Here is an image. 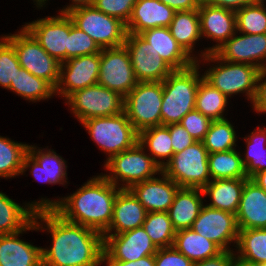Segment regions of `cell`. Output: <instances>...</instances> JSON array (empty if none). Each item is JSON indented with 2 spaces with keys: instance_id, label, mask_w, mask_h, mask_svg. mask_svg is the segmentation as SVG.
<instances>
[{
  "instance_id": "obj_1",
  "label": "cell",
  "mask_w": 266,
  "mask_h": 266,
  "mask_svg": "<svg viewBox=\"0 0 266 266\" xmlns=\"http://www.w3.org/2000/svg\"><path fill=\"white\" fill-rule=\"evenodd\" d=\"M33 220L38 231L46 230L52 236L51 247L42 248L43 266L103 264L104 238L101 233L65 220L53 208L36 210Z\"/></svg>"
},
{
  "instance_id": "obj_2",
  "label": "cell",
  "mask_w": 266,
  "mask_h": 266,
  "mask_svg": "<svg viewBox=\"0 0 266 266\" xmlns=\"http://www.w3.org/2000/svg\"><path fill=\"white\" fill-rule=\"evenodd\" d=\"M119 187L107 180L103 173L90 178L73 194L57 200L41 198L31 202L36 209L53 208L65 220L93 229L102 235L112 220L114 202Z\"/></svg>"
},
{
  "instance_id": "obj_3",
  "label": "cell",
  "mask_w": 266,
  "mask_h": 266,
  "mask_svg": "<svg viewBox=\"0 0 266 266\" xmlns=\"http://www.w3.org/2000/svg\"><path fill=\"white\" fill-rule=\"evenodd\" d=\"M199 66V62H195L186 69L173 70L162 81L161 125L180 123L195 109L197 88L203 79Z\"/></svg>"
},
{
  "instance_id": "obj_4",
  "label": "cell",
  "mask_w": 266,
  "mask_h": 266,
  "mask_svg": "<svg viewBox=\"0 0 266 266\" xmlns=\"http://www.w3.org/2000/svg\"><path fill=\"white\" fill-rule=\"evenodd\" d=\"M215 63L207 69L203 75V79L212 87L217 88L227 97L245 93L250 102L253 101L256 93L257 78L260 69L246 63H233L223 61L215 53H209L196 62Z\"/></svg>"
},
{
  "instance_id": "obj_5",
  "label": "cell",
  "mask_w": 266,
  "mask_h": 266,
  "mask_svg": "<svg viewBox=\"0 0 266 266\" xmlns=\"http://www.w3.org/2000/svg\"><path fill=\"white\" fill-rule=\"evenodd\" d=\"M104 163V168L110 172V175L103 174V176L120 189H130L134 184L153 178L162 172V168L138 142L132 148L112 156Z\"/></svg>"
},
{
  "instance_id": "obj_6",
  "label": "cell",
  "mask_w": 266,
  "mask_h": 266,
  "mask_svg": "<svg viewBox=\"0 0 266 266\" xmlns=\"http://www.w3.org/2000/svg\"><path fill=\"white\" fill-rule=\"evenodd\" d=\"M81 124L86 128L93 142L108 155L107 160L132 148L138 142V132L128 120L125 112L89 118Z\"/></svg>"
},
{
  "instance_id": "obj_7",
  "label": "cell",
  "mask_w": 266,
  "mask_h": 266,
  "mask_svg": "<svg viewBox=\"0 0 266 266\" xmlns=\"http://www.w3.org/2000/svg\"><path fill=\"white\" fill-rule=\"evenodd\" d=\"M208 154L203 141H196L183 151L174 153L162 172L179 187L203 189L211 181Z\"/></svg>"
},
{
  "instance_id": "obj_8",
  "label": "cell",
  "mask_w": 266,
  "mask_h": 266,
  "mask_svg": "<svg viewBox=\"0 0 266 266\" xmlns=\"http://www.w3.org/2000/svg\"><path fill=\"white\" fill-rule=\"evenodd\" d=\"M162 82H138L124 98V112L134 129L161 126Z\"/></svg>"
},
{
  "instance_id": "obj_9",
  "label": "cell",
  "mask_w": 266,
  "mask_h": 266,
  "mask_svg": "<svg viewBox=\"0 0 266 266\" xmlns=\"http://www.w3.org/2000/svg\"><path fill=\"white\" fill-rule=\"evenodd\" d=\"M74 25L88 34L101 49L124 45L127 36L126 24L109 16L94 6L78 7L67 13Z\"/></svg>"
},
{
  "instance_id": "obj_10",
  "label": "cell",
  "mask_w": 266,
  "mask_h": 266,
  "mask_svg": "<svg viewBox=\"0 0 266 266\" xmlns=\"http://www.w3.org/2000/svg\"><path fill=\"white\" fill-rule=\"evenodd\" d=\"M4 37L14 46L22 68L57 87L61 63L50 56L24 27L16 34Z\"/></svg>"
},
{
  "instance_id": "obj_11",
  "label": "cell",
  "mask_w": 266,
  "mask_h": 266,
  "mask_svg": "<svg viewBox=\"0 0 266 266\" xmlns=\"http://www.w3.org/2000/svg\"><path fill=\"white\" fill-rule=\"evenodd\" d=\"M65 100L80 123L124 112V97L98 83L73 92Z\"/></svg>"
},
{
  "instance_id": "obj_12",
  "label": "cell",
  "mask_w": 266,
  "mask_h": 266,
  "mask_svg": "<svg viewBox=\"0 0 266 266\" xmlns=\"http://www.w3.org/2000/svg\"><path fill=\"white\" fill-rule=\"evenodd\" d=\"M138 83L127 48H103L100 51L98 84L124 98Z\"/></svg>"
},
{
  "instance_id": "obj_13",
  "label": "cell",
  "mask_w": 266,
  "mask_h": 266,
  "mask_svg": "<svg viewBox=\"0 0 266 266\" xmlns=\"http://www.w3.org/2000/svg\"><path fill=\"white\" fill-rule=\"evenodd\" d=\"M124 46L138 82H162L174 70L139 34L127 33Z\"/></svg>"
},
{
  "instance_id": "obj_14",
  "label": "cell",
  "mask_w": 266,
  "mask_h": 266,
  "mask_svg": "<svg viewBox=\"0 0 266 266\" xmlns=\"http://www.w3.org/2000/svg\"><path fill=\"white\" fill-rule=\"evenodd\" d=\"M191 229L213 241L223 251H234L229 245H237L239 229L236 215L231 212L204 204Z\"/></svg>"
},
{
  "instance_id": "obj_15",
  "label": "cell",
  "mask_w": 266,
  "mask_h": 266,
  "mask_svg": "<svg viewBox=\"0 0 266 266\" xmlns=\"http://www.w3.org/2000/svg\"><path fill=\"white\" fill-rule=\"evenodd\" d=\"M103 238V261H137L158 250L142 226L121 234H103Z\"/></svg>"
},
{
  "instance_id": "obj_16",
  "label": "cell",
  "mask_w": 266,
  "mask_h": 266,
  "mask_svg": "<svg viewBox=\"0 0 266 266\" xmlns=\"http://www.w3.org/2000/svg\"><path fill=\"white\" fill-rule=\"evenodd\" d=\"M23 27L35 38L40 46L60 63L66 61L70 16L60 13L26 23Z\"/></svg>"
},
{
  "instance_id": "obj_17",
  "label": "cell",
  "mask_w": 266,
  "mask_h": 266,
  "mask_svg": "<svg viewBox=\"0 0 266 266\" xmlns=\"http://www.w3.org/2000/svg\"><path fill=\"white\" fill-rule=\"evenodd\" d=\"M100 53L69 58L60 65V77L55 95L63 99L77 90L98 83Z\"/></svg>"
},
{
  "instance_id": "obj_18",
  "label": "cell",
  "mask_w": 266,
  "mask_h": 266,
  "mask_svg": "<svg viewBox=\"0 0 266 266\" xmlns=\"http://www.w3.org/2000/svg\"><path fill=\"white\" fill-rule=\"evenodd\" d=\"M198 14L202 39L211 38L210 40L217 43L209 48H204L205 51L199 55L198 59H200L209 53H214L236 33V14L233 10L213 6L202 1L198 8Z\"/></svg>"
},
{
  "instance_id": "obj_19",
  "label": "cell",
  "mask_w": 266,
  "mask_h": 266,
  "mask_svg": "<svg viewBox=\"0 0 266 266\" xmlns=\"http://www.w3.org/2000/svg\"><path fill=\"white\" fill-rule=\"evenodd\" d=\"M38 182L48 184L68 183L66 161L55 151L43 148L40 149L35 145L28 146V153L24 156L21 174L27 169Z\"/></svg>"
},
{
  "instance_id": "obj_20",
  "label": "cell",
  "mask_w": 266,
  "mask_h": 266,
  "mask_svg": "<svg viewBox=\"0 0 266 266\" xmlns=\"http://www.w3.org/2000/svg\"><path fill=\"white\" fill-rule=\"evenodd\" d=\"M37 230L34 220L22 231L0 235V266H43L42 247L20 240V234Z\"/></svg>"
},
{
  "instance_id": "obj_21",
  "label": "cell",
  "mask_w": 266,
  "mask_h": 266,
  "mask_svg": "<svg viewBox=\"0 0 266 266\" xmlns=\"http://www.w3.org/2000/svg\"><path fill=\"white\" fill-rule=\"evenodd\" d=\"M160 175L159 178L147 179L130 188L147 212H167L180 188L163 172Z\"/></svg>"
},
{
  "instance_id": "obj_22",
  "label": "cell",
  "mask_w": 266,
  "mask_h": 266,
  "mask_svg": "<svg viewBox=\"0 0 266 266\" xmlns=\"http://www.w3.org/2000/svg\"><path fill=\"white\" fill-rule=\"evenodd\" d=\"M147 213L130 189H120L114 202L112 220L104 234H121L141 227Z\"/></svg>"
},
{
  "instance_id": "obj_23",
  "label": "cell",
  "mask_w": 266,
  "mask_h": 266,
  "mask_svg": "<svg viewBox=\"0 0 266 266\" xmlns=\"http://www.w3.org/2000/svg\"><path fill=\"white\" fill-rule=\"evenodd\" d=\"M174 14L175 11L160 0H137L126 24L127 33L140 34L152 28L169 27Z\"/></svg>"
},
{
  "instance_id": "obj_24",
  "label": "cell",
  "mask_w": 266,
  "mask_h": 266,
  "mask_svg": "<svg viewBox=\"0 0 266 266\" xmlns=\"http://www.w3.org/2000/svg\"><path fill=\"white\" fill-rule=\"evenodd\" d=\"M235 215L238 229L266 228V192L251 179L244 184Z\"/></svg>"
},
{
  "instance_id": "obj_25",
  "label": "cell",
  "mask_w": 266,
  "mask_h": 266,
  "mask_svg": "<svg viewBox=\"0 0 266 266\" xmlns=\"http://www.w3.org/2000/svg\"><path fill=\"white\" fill-rule=\"evenodd\" d=\"M139 35L151 44L159 56L174 70L186 69L196 62L178 44L176 39L171 35L168 27L148 29Z\"/></svg>"
},
{
  "instance_id": "obj_26",
  "label": "cell",
  "mask_w": 266,
  "mask_h": 266,
  "mask_svg": "<svg viewBox=\"0 0 266 266\" xmlns=\"http://www.w3.org/2000/svg\"><path fill=\"white\" fill-rule=\"evenodd\" d=\"M203 191L199 188L180 187L167 211L176 231L191 229L193 222L198 217L204 203Z\"/></svg>"
},
{
  "instance_id": "obj_27",
  "label": "cell",
  "mask_w": 266,
  "mask_h": 266,
  "mask_svg": "<svg viewBox=\"0 0 266 266\" xmlns=\"http://www.w3.org/2000/svg\"><path fill=\"white\" fill-rule=\"evenodd\" d=\"M249 178L211 180L203 189L210 198L209 207L237 213L245 182Z\"/></svg>"
},
{
  "instance_id": "obj_28",
  "label": "cell",
  "mask_w": 266,
  "mask_h": 266,
  "mask_svg": "<svg viewBox=\"0 0 266 266\" xmlns=\"http://www.w3.org/2000/svg\"><path fill=\"white\" fill-rule=\"evenodd\" d=\"M168 28L183 50L197 61V56L195 57L192 53L195 50L196 42L202 38L198 9L175 12Z\"/></svg>"
},
{
  "instance_id": "obj_29",
  "label": "cell",
  "mask_w": 266,
  "mask_h": 266,
  "mask_svg": "<svg viewBox=\"0 0 266 266\" xmlns=\"http://www.w3.org/2000/svg\"><path fill=\"white\" fill-rule=\"evenodd\" d=\"M24 205L0 192V235L22 231L33 221L36 209L30 202Z\"/></svg>"
},
{
  "instance_id": "obj_30",
  "label": "cell",
  "mask_w": 266,
  "mask_h": 266,
  "mask_svg": "<svg viewBox=\"0 0 266 266\" xmlns=\"http://www.w3.org/2000/svg\"><path fill=\"white\" fill-rule=\"evenodd\" d=\"M173 246L193 263L217 256L223 250L192 229L176 231Z\"/></svg>"
},
{
  "instance_id": "obj_31",
  "label": "cell",
  "mask_w": 266,
  "mask_h": 266,
  "mask_svg": "<svg viewBox=\"0 0 266 266\" xmlns=\"http://www.w3.org/2000/svg\"><path fill=\"white\" fill-rule=\"evenodd\" d=\"M138 143L145 150H149L150 153L148 154L161 168L167 164L174 154L169 128L164 125L140 131L138 133Z\"/></svg>"
},
{
  "instance_id": "obj_32",
  "label": "cell",
  "mask_w": 266,
  "mask_h": 266,
  "mask_svg": "<svg viewBox=\"0 0 266 266\" xmlns=\"http://www.w3.org/2000/svg\"><path fill=\"white\" fill-rule=\"evenodd\" d=\"M8 90L18 94L25 100H29V102H40V100L55 96V88L49 82L36 77L22 67L17 71L14 81H11Z\"/></svg>"
},
{
  "instance_id": "obj_33",
  "label": "cell",
  "mask_w": 266,
  "mask_h": 266,
  "mask_svg": "<svg viewBox=\"0 0 266 266\" xmlns=\"http://www.w3.org/2000/svg\"><path fill=\"white\" fill-rule=\"evenodd\" d=\"M235 259L266 263V228L239 229Z\"/></svg>"
},
{
  "instance_id": "obj_34",
  "label": "cell",
  "mask_w": 266,
  "mask_h": 266,
  "mask_svg": "<svg viewBox=\"0 0 266 266\" xmlns=\"http://www.w3.org/2000/svg\"><path fill=\"white\" fill-rule=\"evenodd\" d=\"M241 157L236 149L208 154L211 180L248 178Z\"/></svg>"
},
{
  "instance_id": "obj_35",
  "label": "cell",
  "mask_w": 266,
  "mask_h": 266,
  "mask_svg": "<svg viewBox=\"0 0 266 266\" xmlns=\"http://www.w3.org/2000/svg\"><path fill=\"white\" fill-rule=\"evenodd\" d=\"M244 140L247 147L245 156L241 158L245 172L251 179L256 173L266 170V127L258 125Z\"/></svg>"
},
{
  "instance_id": "obj_36",
  "label": "cell",
  "mask_w": 266,
  "mask_h": 266,
  "mask_svg": "<svg viewBox=\"0 0 266 266\" xmlns=\"http://www.w3.org/2000/svg\"><path fill=\"white\" fill-rule=\"evenodd\" d=\"M228 97L202 79L197 88L195 109L211 120L225 119Z\"/></svg>"
},
{
  "instance_id": "obj_37",
  "label": "cell",
  "mask_w": 266,
  "mask_h": 266,
  "mask_svg": "<svg viewBox=\"0 0 266 266\" xmlns=\"http://www.w3.org/2000/svg\"><path fill=\"white\" fill-rule=\"evenodd\" d=\"M29 144L14 142L0 136V177L14 178L21 175L24 156Z\"/></svg>"
},
{
  "instance_id": "obj_38",
  "label": "cell",
  "mask_w": 266,
  "mask_h": 266,
  "mask_svg": "<svg viewBox=\"0 0 266 266\" xmlns=\"http://www.w3.org/2000/svg\"><path fill=\"white\" fill-rule=\"evenodd\" d=\"M266 0H258L235 11L236 32L244 34L266 33Z\"/></svg>"
},
{
  "instance_id": "obj_39",
  "label": "cell",
  "mask_w": 266,
  "mask_h": 266,
  "mask_svg": "<svg viewBox=\"0 0 266 266\" xmlns=\"http://www.w3.org/2000/svg\"><path fill=\"white\" fill-rule=\"evenodd\" d=\"M236 135L234 126L226 118L212 120L203 144L209 154L229 151L236 149Z\"/></svg>"
},
{
  "instance_id": "obj_40",
  "label": "cell",
  "mask_w": 266,
  "mask_h": 266,
  "mask_svg": "<svg viewBox=\"0 0 266 266\" xmlns=\"http://www.w3.org/2000/svg\"><path fill=\"white\" fill-rule=\"evenodd\" d=\"M142 227L157 248L173 246L176 230L167 212H148Z\"/></svg>"
},
{
  "instance_id": "obj_41",
  "label": "cell",
  "mask_w": 266,
  "mask_h": 266,
  "mask_svg": "<svg viewBox=\"0 0 266 266\" xmlns=\"http://www.w3.org/2000/svg\"><path fill=\"white\" fill-rule=\"evenodd\" d=\"M236 32L214 53L223 61L250 64L249 34Z\"/></svg>"
},
{
  "instance_id": "obj_42",
  "label": "cell",
  "mask_w": 266,
  "mask_h": 266,
  "mask_svg": "<svg viewBox=\"0 0 266 266\" xmlns=\"http://www.w3.org/2000/svg\"><path fill=\"white\" fill-rule=\"evenodd\" d=\"M99 45L84 31L74 25L70 17V32L68 35V48H66V60L100 53Z\"/></svg>"
},
{
  "instance_id": "obj_43",
  "label": "cell",
  "mask_w": 266,
  "mask_h": 266,
  "mask_svg": "<svg viewBox=\"0 0 266 266\" xmlns=\"http://www.w3.org/2000/svg\"><path fill=\"white\" fill-rule=\"evenodd\" d=\"M20 68L14 46L2 35L0 38V86L8 90Z\"/></svg>"
},
{
  "instance_id": "obj_44",
  "label": "cell",
  "mask_w": 266,
  "mask_h": 266,
  "mask_svg": "<svg viewBox=\"0 0 266 266\" xmlns=\"http://www.w3.org/2000/svg\"><path fill=\"white\" fill-rule=\"evenodd\" d=\"M137 0H94L93 6L127 24Z\"/></svg>"
},
{
  "instance_id": "obj_45",
  "label": "cell",
  "mask_w": 266,
  "mask_h": 266,
  "mask_svg": "<svg viewBox=\"0 0 266 266\" xmlns=\"http://www.w3.org/2000/svg\"><path fill=\"white\" fill-rule=\"evenodd\" d=\"M211 122L210 118L194 109L184 116L179 124L184 127L195 141H203Z\"/></svg>"
},
{
  "instance_id": "obj_46",
  "label": "cell",
  "mask_w": 266,
  "mask_h": 266,
  "mask_svg": "<svg viewBox=\"0 0 266 266\" xmlns=\"http://www.w3.org/2000/svg\"><path fill=\"white\" fill-rule=\"evenodd\" d=\"M194 263L174 246L158 248L155 254V266H193Z\"/></svg>"
},
{
  "instance_id": "obj_47",
  "label": "cell",
  "mask_w": 266,
  "mask_h": 266,
  "mask_svg": "<svg viewBox=\"0 0 266 266\" xmlns=\"http://www.w3.org/2000/svg\"><path fill=\"white\" fill-rule=\"evenodd\" d=\"M249 47L250 65L260 70L266 68V33L249 34Z\"/></svg>"
},
{
  "instance_id": "obj_48",
  "label": "cell",
  "mask_w": 266,
  "mask_h": 266,
  "mask_svg": "<svg viewBox=\"0 0 266 266\" xmlns=\"http://www.w3.org/2000/svg\"><path fill=\"white\" fill-rule=\"evenodd\" d=\"M167 127L169 128L170 136L172 139L173 153L181 152L185 148L196 142L179 123L170 124L167 125Z\"/></svg>"
},
{
  "instance_id": "obj_49",
  "label": "cell",
  "mask_w": 266,
  "mask_h": 266,
  "mask_svg": "<svg viewBox=\"0 0 266 266\" xmlns=\"http://www.w3.org/2000/svg\"><path fill=\"white\" fill-rule=\"evenodd\" d=\"M264 79V80H263ZM257 113H266V68L261 69L257 78L256 93L251 102Z\"/></svg>"
},
{
  "instance_id": "obj_50",
  "label": "cell",
  "mask_w": 266,
  "mask_h": 266,
  "mask_svg": "<svg viewBox=\"0 0 266 266\" xmlns=\"http://www.w3.org/2000/svg\"><path fill=\"white\" fill-rule=\"evenodd\" d=\"M235 251H222L217 256L194 263L193 266H234Z\"/></svg>"
},
{
  "instance_id": "obj_51",
  "label": "cell",
  "mask_w": 266,
  "mask_h": 266,
  "mask_svg": "<svg viewBox=\"0 0 266 266\" xmlns=\"http://www.w3.org/2000/svg\"><path fill=\"white\" fill-rule=\"evenodd\" d=\"M201 1L213 6H219L233 11H237L243 6L251 4L258 0H201Z\"/></svg>"
},
{
  "instance_id": "obj_52",
  "label": "cell",
  "mask_w": 266,
  "mask_h": 266,
  "mask_svg": "<svg viewBox=\"0 0 266 266\" xmlns=\"http://www.w3.org/2000/svg\"><path fill=\"white\" fill-rule=\"evenodd\" d=\"M165 5L171 7L175 12L185 10H196L199 8L201 0H160Z\"/></svg>"
},
{
  "instance_id": "obj_53",
  "label": "cell",
  "mask_w": 266,
  "mask_h": 266,
  "mask_svg": "<svg viewBox=\"0 0 266 266\" xmlns=\"http://www.w3.org/2000/svg\"><path fill=\"white\" fill-rule=\"evenodd\" d=\"M107 266H155V255H148L137 261H103Z\"/></svg>"
},
{
  "instance_id": "obj_54",
  "label": "cell",
  "mask_w": 266,
  "mask_h": 266,
  "mask_svg": "<svg viewBox=\"0 0 266 266\" xmlns=\"http://www.w3.org/2000/svg\"><path fill=\"white\" fill-rule=\"evenodd\" d=\"M71 3L60 9L61 11L59 13H68L78 7L93 6L94 0H71Z\"/></svg>"
},
{
  "instance_id": "obj_55",
  "label": "cell",
  "mask_w": 266,
  "mask_h": 266,
  "mask_svg": "<svg viewBox=\"0 0 266 266\" xmlns=\"http://www.w3.org/2000/svg\"><path fill=\"white\" fill-rule=\"evenodd\" d=\"M251 180L266 192V170L256 173Z\"/></svg>"
},
{
  "instance_id": "obj_56",
  "label": "cell",
  "mask_w": 266,
  "mask_h": 266,
  "mask_svg": "<svg viewBox=\"0 0 266 266\" xmlns=\"http://www.w3.org/2000/svg\"><path fill=\"white\" fill-rule=\"evenodd\" d=\"M234 266H266V263H254L247 260L235 259Z\"/></svg>"
},
{
  "instance_id": "obj_57",
  "label": "cell",
  "mask_w": 266,
  "mask_h": 266,
  "mask_svg": "<svg viewBox=\"0 0 266 266\" xmlns=\"http://www.w3.org/2000/svg\"><path fill=\"white\" fill-rule=\"evenodd\" d=\"M34 1V3H35V5L37 6V8L39 9H41V7H45V4H46V2L48 1V0H33Z\"/></svg>"
}]
</instances>
